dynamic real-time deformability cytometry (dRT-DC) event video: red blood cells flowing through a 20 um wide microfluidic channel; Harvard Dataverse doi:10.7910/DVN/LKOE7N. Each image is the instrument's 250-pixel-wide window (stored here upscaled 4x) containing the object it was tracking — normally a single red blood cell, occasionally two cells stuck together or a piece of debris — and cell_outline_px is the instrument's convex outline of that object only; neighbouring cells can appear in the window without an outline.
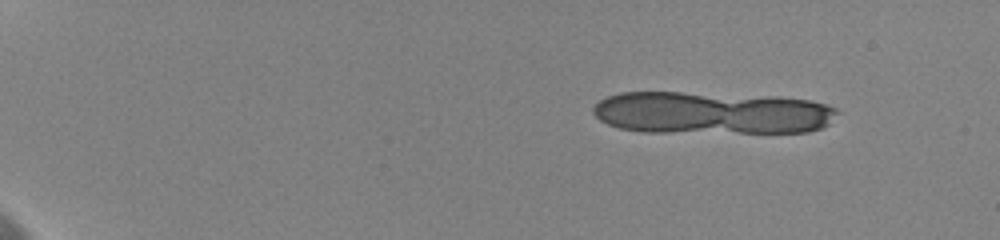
{"species": "human", "species_latin": "Homo sapiens", "temperature_condition": "cold", "stored_images_in_passage": 43, "segment_of_instrument_passage": [1, 2], "camera_frame_rate_fps": 3000, "um_per_image_px": 0.085, "donor": {"sex": "female"}, "frame": {"image": 1, "passage_image": 2, "time_ms": 1.0, "image_size_px": [1000, 240], "cell_outline_px": [[840, 112], [828, 124], [820, 128], [808, 132], [644, 132], [620, 128], [608, 124], [600, 120], [592, 112], [592, 108], [600, 100], [608, 96], [620, 92], [680, 92], [780, 96], [808, 100], [824, 104], [836, 108]], "centroid_in_image_um": [60.5, 9.58], "position_along_channel_um": 24.5, "area_um2": 60.81}}